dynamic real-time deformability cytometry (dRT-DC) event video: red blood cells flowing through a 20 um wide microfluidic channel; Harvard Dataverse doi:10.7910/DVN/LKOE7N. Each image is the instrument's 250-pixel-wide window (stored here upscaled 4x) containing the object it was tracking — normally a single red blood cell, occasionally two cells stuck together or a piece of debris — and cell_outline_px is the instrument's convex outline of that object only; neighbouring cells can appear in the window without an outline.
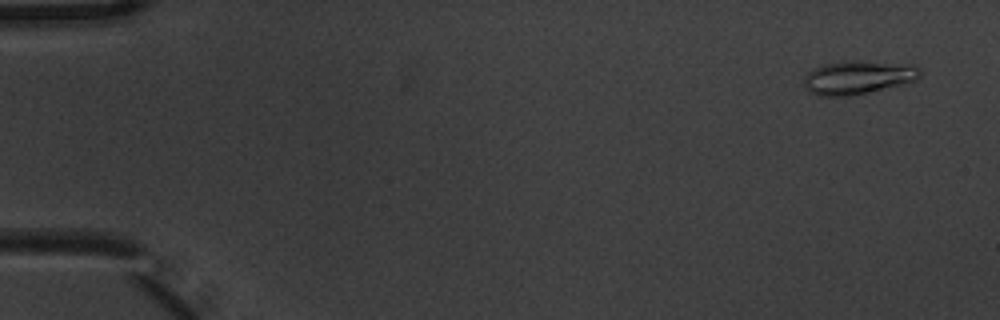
{"species": "common noctule bat (a hibernating species)", "species_latin": "Nyctalus noctula", "temperature_condition": "warm", "stored_images_in_passage": 6, "camera_frame_rate_fps": 3000, "um_per_image_px": 0.085, "animal": {"sex": "male", "body_mass_g": 20.1, "forearm_length_mm": 53.5}, "frame": {"image": 1, "passage_image": 1, "time_ms": 0.0, "image_size_px": [1000, 320], "cell_outline_px": [[920, 76], [916, 80], [908, 84], [856, 96], [820, 96], [808, 92], [804, 88], [804, 76], [812, 68], [824, 64], [844, 60], [864, 60], [916, 64], [920, 68]], "centroid_in_image_um": [72.97, 6.58], "position_along_channel_um": 12.0, "area_um2": 23.81}}